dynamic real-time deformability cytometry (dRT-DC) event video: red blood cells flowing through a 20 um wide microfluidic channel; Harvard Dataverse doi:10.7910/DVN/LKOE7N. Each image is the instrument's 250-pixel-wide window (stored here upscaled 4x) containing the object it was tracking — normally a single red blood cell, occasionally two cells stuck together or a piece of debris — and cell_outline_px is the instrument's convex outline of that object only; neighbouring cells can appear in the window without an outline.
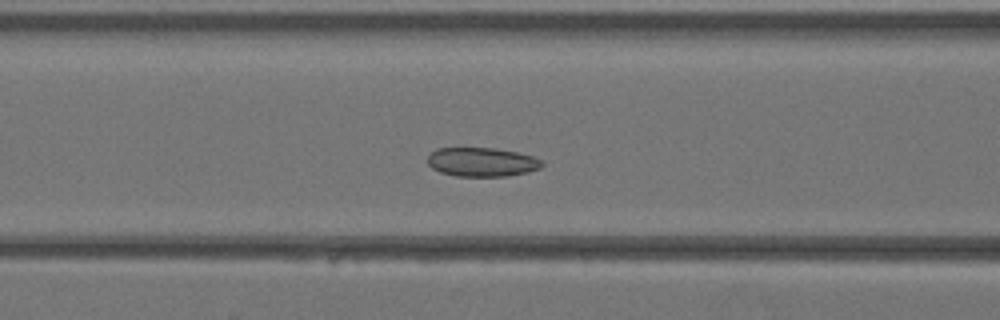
{"species": "Egyptian fruit bat (a non-hibernating species)", "species_latin": "Rousettus aegyptiacus", "temperature_condition": "warm", "stored_images_in_passage": 39, "camera_frame_rate_fps": 3000, "um_per_image_px": 0.085, "animal": {"sex": "female"}, "frame": {"image": 1, "passage_image": 15, "time_ms": 4.667, "image_size_px": [1000, 320], "cell_outline_px": [[544, 164], [540, 168], [528, 172], [508, 176], [456, 176], [440, 172], [432, 168], [428, 164], [428, 156], [436, 148], [496, 148], [516, 152], [532, 156], [544, 160]], "centroid_in_image_um": [40.98, 13.77], "position_along_channel_um": 125.6, "area_um2": 19.42}}
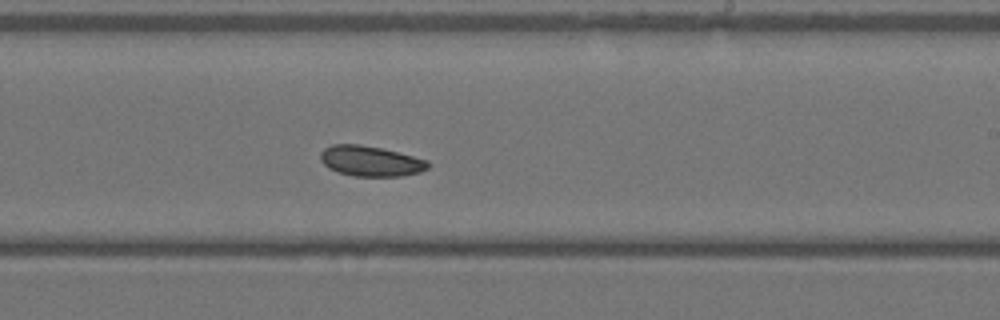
{"frame": {"image": 2, "passage_image": 23, "time_ms": 7.333, "image_size_px": [1000, 320], "cell_outline_px": [[428, 168], [420, 172], [404, 176], [352, 176], [328, 168], [320, 160], [320, 152], [324, 148], [332, 144], [360, 144], [380, 148], [428, 160]], "centroid_in_image_um": [31.47, 13.69], "position_along_channel_um": 257.5, "area_um2": 18.96}}
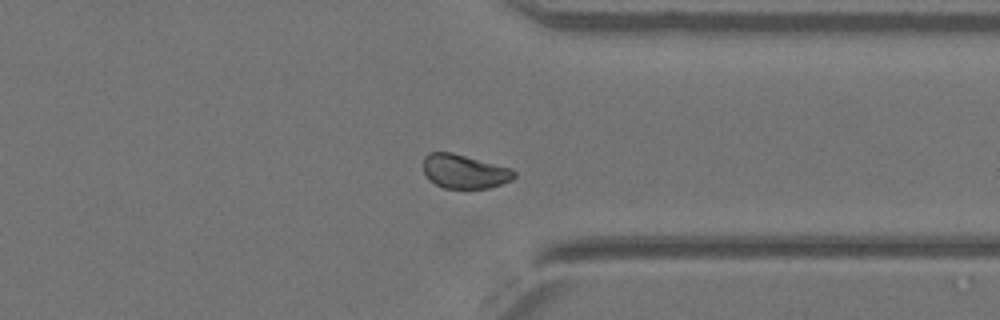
{"frame": {"image": 3, "passage_image": 30, "time_ms": 9.667, "image_size_px": [1000, 320], "cell_outline_px": [[516, 176], [512, 180], [488, 188], [444, 188], [428, 180], [424, 172], [424, 156], [428, 152], [452, 152], [512, 168], [516, 172]], "centroid_in_image_um": [39.48, 14.56], "position_along_channel_um": 371.9, "area_um2": 18.09}}